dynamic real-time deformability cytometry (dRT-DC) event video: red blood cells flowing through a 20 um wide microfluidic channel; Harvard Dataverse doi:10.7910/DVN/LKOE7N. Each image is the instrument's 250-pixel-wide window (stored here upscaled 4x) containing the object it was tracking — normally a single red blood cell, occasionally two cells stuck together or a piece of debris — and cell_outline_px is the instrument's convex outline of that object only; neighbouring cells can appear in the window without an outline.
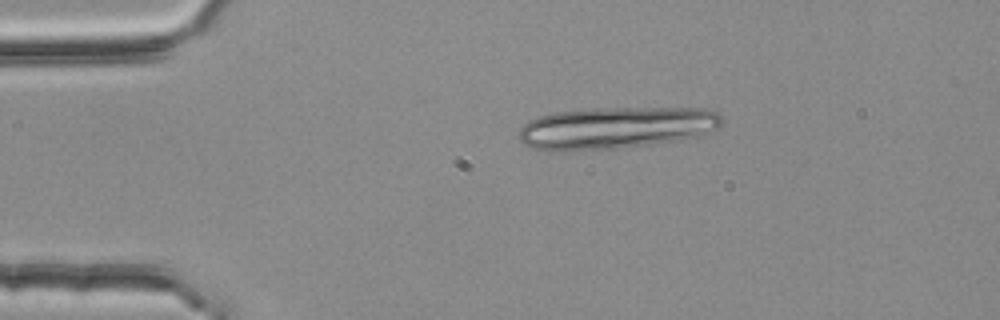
{"species": "common noctule bat (a hibernating species)", "species_latin": "Nyctalus noctula", "temperature_condition": "room temperature", "stored_images_in_passage": 2, "camera_frame_rate_fps": 3000, "um_per_image_px": 0.085, "animal": {"sex": "female", "body_mass_g": 25.1}, "frame": {"image": 1, "passage_image": 1, "time_ms": 0.0, "image_size_px": [1000, 320], "cell_outline_px": [[724, 124], [716, 128], [696, 136], [676, 140], [652, 144], [612, 148], [552, 152], [544, 152], [532, 148], [524, 144], [516, 136], [520, 128], [528, 120], [540, 116], [556, 112], [592, 108], [716, 108], [724, 116]], "centroid_in_image_um": [52.35, 10.85], "position_along_channel_um": 32.7, "area_um2": 50.23}}